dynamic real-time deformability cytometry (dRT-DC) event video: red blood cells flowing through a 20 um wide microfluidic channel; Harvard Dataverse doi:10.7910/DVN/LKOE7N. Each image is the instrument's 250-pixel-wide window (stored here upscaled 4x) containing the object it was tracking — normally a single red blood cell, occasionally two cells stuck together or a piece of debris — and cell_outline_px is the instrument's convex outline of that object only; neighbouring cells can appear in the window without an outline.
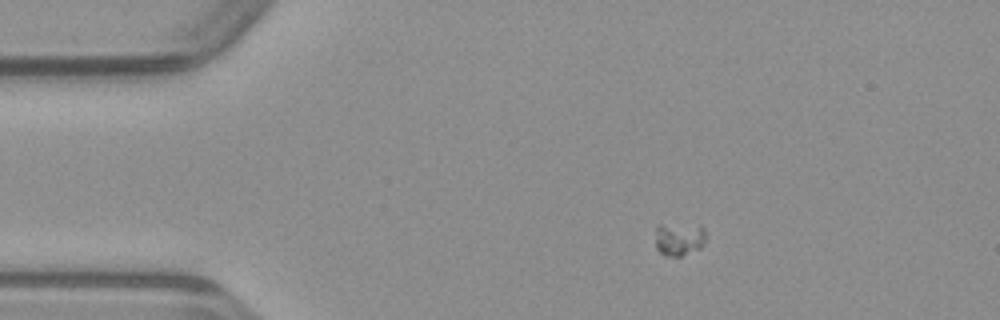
{"species": "common noctule bat (a hibernating species)", "species_latin": "Nyctalus noctula", "temperature_condition": "warm", "stored_images_in_passage": 12, "camera_frame_rate_fps": 3000, "um_per_image_px": 0.085, "animal": {"sex": "male", "body_mass_g": 23.1, "forearm_length_mm": 52.7}, "frame": {"image": 1, "passage_image": 5, "time_ms": 1.333, "image_size_px": [1000, 320], "cell_outline_px": [[708, 236], [704, 244], [700, 248], [680, 256], [664, 256], [656, 248], [656, 228], [660, 224], [700, 224], [704, 228]], "centroid_in_image_um": [57.77, 20.29], "position_along_channel_um": 27.2, "area_um2": 10.12}}